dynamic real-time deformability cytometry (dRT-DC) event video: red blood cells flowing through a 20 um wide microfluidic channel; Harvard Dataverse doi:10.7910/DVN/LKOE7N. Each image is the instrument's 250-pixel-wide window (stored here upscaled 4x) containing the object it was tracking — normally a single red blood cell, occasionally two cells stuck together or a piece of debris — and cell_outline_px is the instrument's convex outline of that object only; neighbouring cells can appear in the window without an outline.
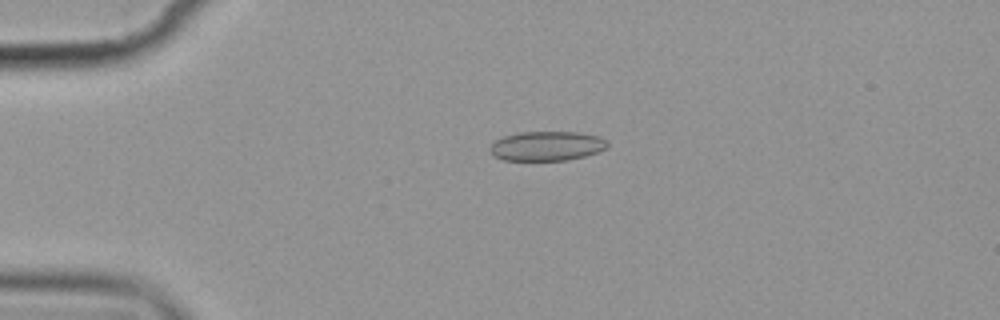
{"species": "common noctule bat (a hibernating species)", "species_latin": "Nyctalus noctula", "temperature_condition": "cold", "stored_images_in_passage": 4, "camera_frame_rate_fps": 3000, "um_per_image_px": 0.085, "animal": {"sex": "female", "body_mass_g": 19.9}, "frame": {"image": 1, "passage_image": 3, "time_ms": 2.333, "image_size_px": [1000, 320], "cell_outline_px": [[608, 148], [584, 156], [568, 160], [504, 160], [492, 156], [488, 152], [488, 148], [496, 140], [504, 136], [516, 132], [580, 132], [600, 136], [608, 140]], "centroid_in_image_um": [46.47, 12.4], "position_along_channel_um": 38.5, "area_um2": 20.46}}